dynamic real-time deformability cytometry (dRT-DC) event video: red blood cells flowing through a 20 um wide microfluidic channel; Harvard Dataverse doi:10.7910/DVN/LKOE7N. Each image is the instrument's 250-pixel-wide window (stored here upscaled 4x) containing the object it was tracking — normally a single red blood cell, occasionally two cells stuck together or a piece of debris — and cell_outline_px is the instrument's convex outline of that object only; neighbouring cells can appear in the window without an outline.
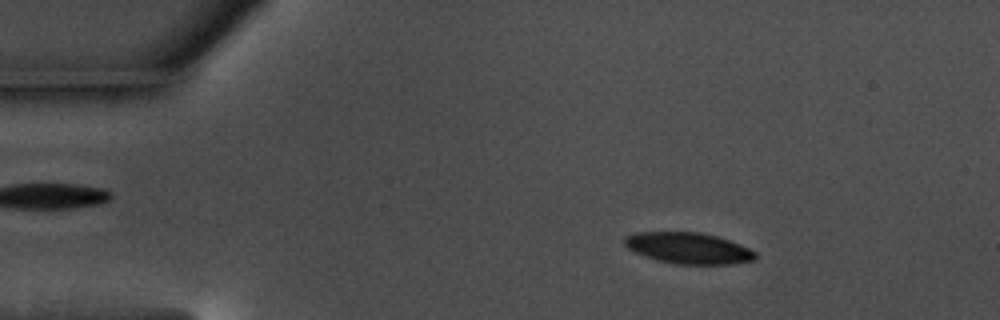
{"species": "common noctule bat (a hibernating species)", "species_latin": "Nyctalus noctula", "temperature_condition": "warm", "stored_images_in_passage": 57, "camera_frame_rate_fps": 3000, "um_per_image_px": 0.085, "animal": {"sex": "male", "body_mass_g": 17.5, "forearm_length_mm": 52.3}, "frame": {"image": 1, "passage_image": 9, "time_ms": 2.667, "image_size_px": [1000, 320], "cell_outline_px": [[756, 260], [732, 264], [676, 264], [656, 260], [636, 252], [628, 248], [624, 244], [624, 236], [636, 232], [700, 232], [716, 236], [740, 244], [756, 252]], "centroid_in_image_um": [58.52, 21.09], "position_along_channel_um": 26.5, "area_um2": 23.76}}
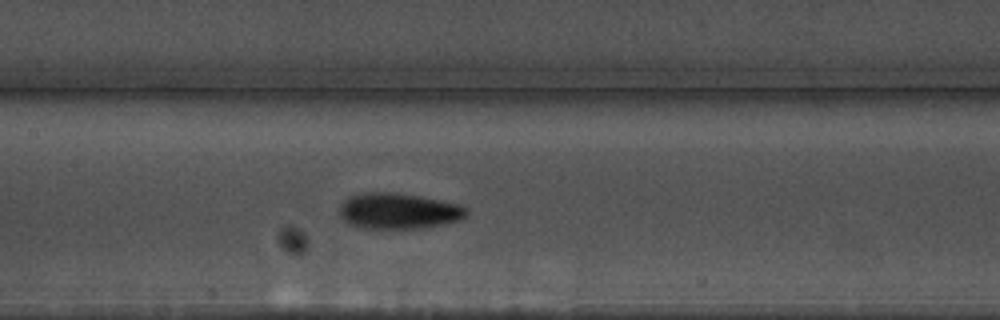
{"frame": {"image": 2, "passage_image": 27, "time_ms": 8.667, "image_size_px": [1000, 320], "cell_outline_px": [[468, 216], [460, 220], [444, 224], [420, 228], [364, 228], [348, 224], [340, 216], [340, 204], [348, 196], [368, 192], [396, 192], [420, 196], [456, 204], [464, 208], [468, 212]], "centroid_in_image_um": [33.84, 17.93], "position_along_channel_um": 173.6, "area_um2": 26.47}}
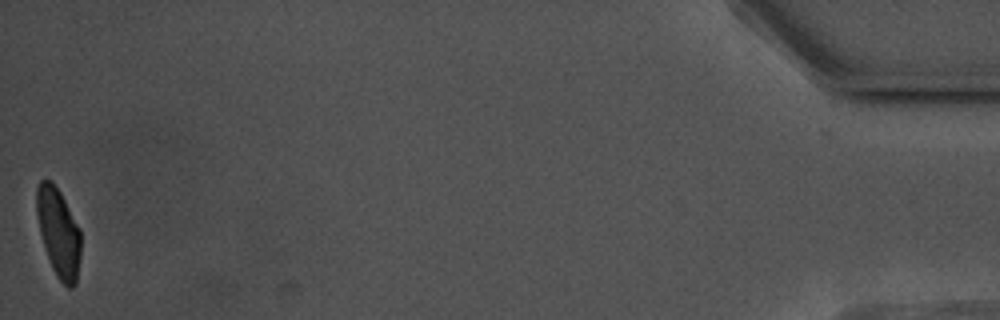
{"frame": {"image": 3, "passage_image": 57, "time_ms": 18.667, "image_size_px": [1000, 320], "cell_outline_px": [[80, 256], [76, 284], [72, 288], [68, 288], [56, 276], [52, 268], [44, 248], [40, 232], [36, 212], [36, 188], [40, 180], [52, 180], [60, 192], [80, 228]], "centroid_in_image_um": [4.97, 19.76], "position_along_channel_um": 430.2, "area_um2": 22.95}, "authors_computed_cell_mechanics": {"area_um2": 24.6228, "velocity_mm_per_s": 3.5568, "shape_relaxation_time_tau1_ms": 2.5971, "shape_relaxation_time_tau2_ms": 4.1366, "deformation_change_tau1": 0.1256, "deformation_change_tau2": 0.0968}}